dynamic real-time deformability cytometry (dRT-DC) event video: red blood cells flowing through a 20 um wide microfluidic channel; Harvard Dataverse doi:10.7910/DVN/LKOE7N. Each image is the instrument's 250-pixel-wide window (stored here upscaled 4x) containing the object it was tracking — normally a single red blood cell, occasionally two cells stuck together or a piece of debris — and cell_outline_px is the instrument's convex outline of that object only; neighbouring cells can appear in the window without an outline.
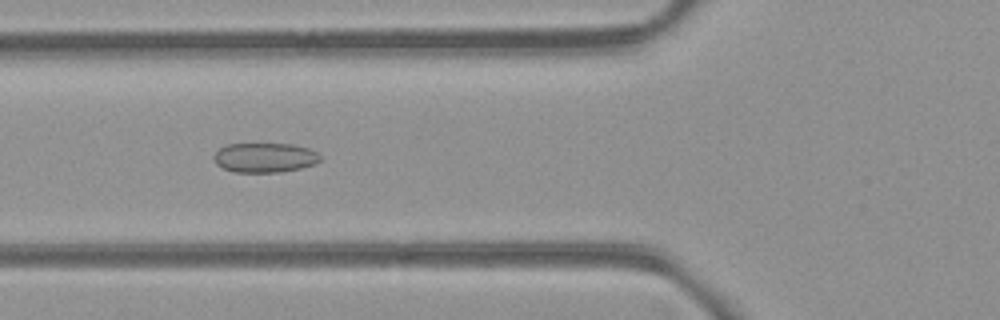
{"species": "common noctule bat (a hibernating species)", "species_latin": "Nyctalus noctula", "temperature_condition": "room temperature", "stored_images_in_passage": 4, "camera_frame_rate_fps": 3000, "um_per_image_px": 0.085, "animal": {"sex": "female", "body_mass_g": 21.9}, "frame": {"image": 1, "passage_image": 2, "time_ms": 1.0, "image_size_px": [1000, 320], "cell_outline_px": [[320, 160], [316, 164], [300, 168], [280, 172], [232, 172], [216, 164], [212, 160], [212, 156], [224, 144], [292, 144], [308, 148], [316, 152], [320, 156]], "centroid_in_image_um": [22.47, 13.4], "position_along_channel_um": 103.3, "area_um2": 18.44}}
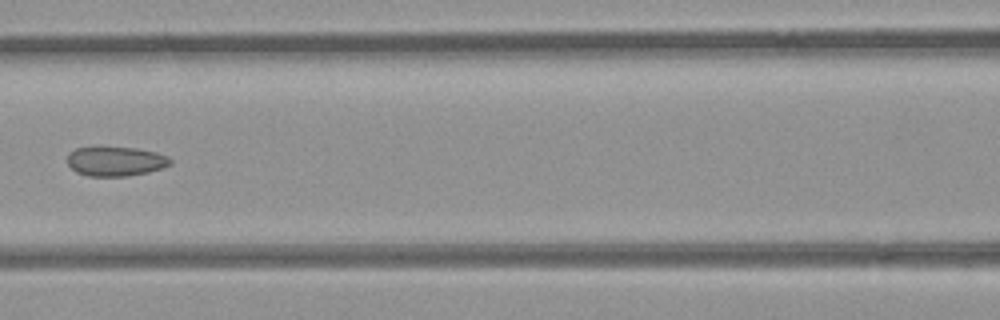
{"frame": {"image": 2, "passage_image": 3, "time_ms": 2.333, "image_size_px": [1000, 320], "cell_outline_px": [[172, 164], [164, 168], [148, 172], [128, 176], [88, 176], [76, 172], [68, 164], [68, 152], [76, 148], [136, 148], [156, 152], [168, 156], [172, 160]], "centroid_in_image_um": [9.86, 13.72], "position_along_channel_um": 156.7, "area_um2": 17.63}}
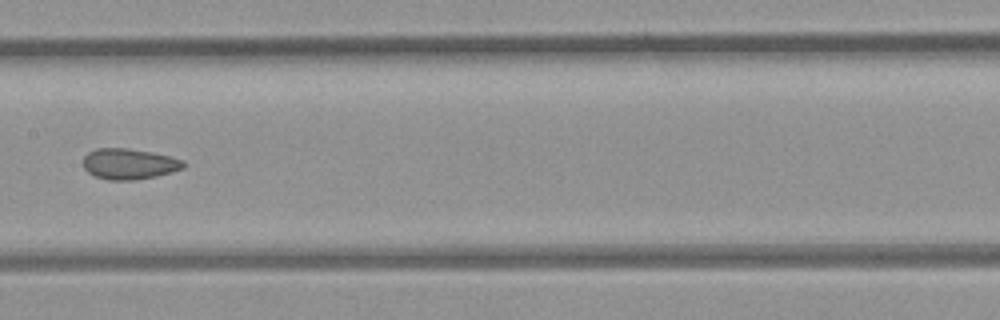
{"frame": {"image": 3, "passage_image": 4, "time_ms": 3.333, "image_size_px": [1000, 320], "cell_outline_px": [[184, 168], [156, 176], [132, 180], [108, 180], [96, 176], [88, 172], [84, 168], [84, 156], [88, 152], [96, 148], [128, 148], [152, 152], [184, 160]], "centroid_in_image_um": [10.96, 13.92], "position_along_channel_um": 196.4, "area_um2": 17.86}}